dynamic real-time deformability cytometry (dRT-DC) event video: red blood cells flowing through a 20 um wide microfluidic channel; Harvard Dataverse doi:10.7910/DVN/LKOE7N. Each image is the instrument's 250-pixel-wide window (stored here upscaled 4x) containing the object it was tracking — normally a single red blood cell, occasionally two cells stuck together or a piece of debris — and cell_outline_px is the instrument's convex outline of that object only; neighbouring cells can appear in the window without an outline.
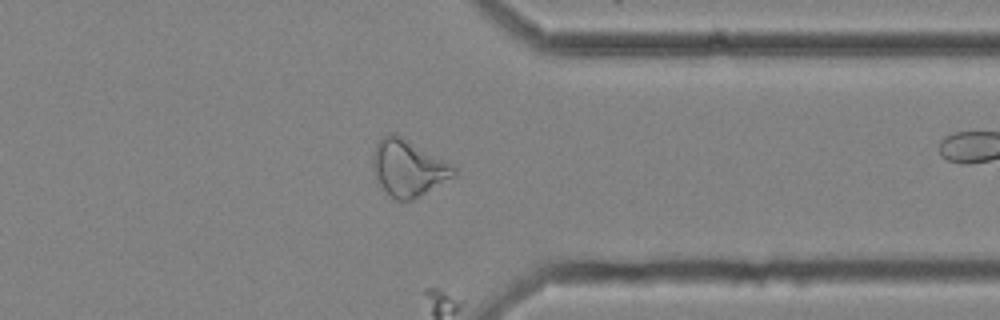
{"species": "common noctule bat (a hibernating species)", "species_latin": "Nyctalus noctula", "temperature_condition": "cold", "stored_images_in_passage": 61, "camera_frame_rate_fps": 3000, "um_per_image_px": 0.085, "animal": {"sex": "female", "body_mass_g": 25.1}, "frame": {"image": 1, "passage_image": 60, "time_ms": 19.667, "image_size_px": [1000, 320], "cell_outline_px": [[456, 176], [412, 200], [396, 200], [380, 184], [372, 168], [372, 156], [376, 144], [384, 136], [392, 132], [396, 132], [452, 164], [456, 168]], "centroid_in_image_um": [34.71, 14.25], "position_along_channel_um": 376.7, "area_um2": 26.59}}